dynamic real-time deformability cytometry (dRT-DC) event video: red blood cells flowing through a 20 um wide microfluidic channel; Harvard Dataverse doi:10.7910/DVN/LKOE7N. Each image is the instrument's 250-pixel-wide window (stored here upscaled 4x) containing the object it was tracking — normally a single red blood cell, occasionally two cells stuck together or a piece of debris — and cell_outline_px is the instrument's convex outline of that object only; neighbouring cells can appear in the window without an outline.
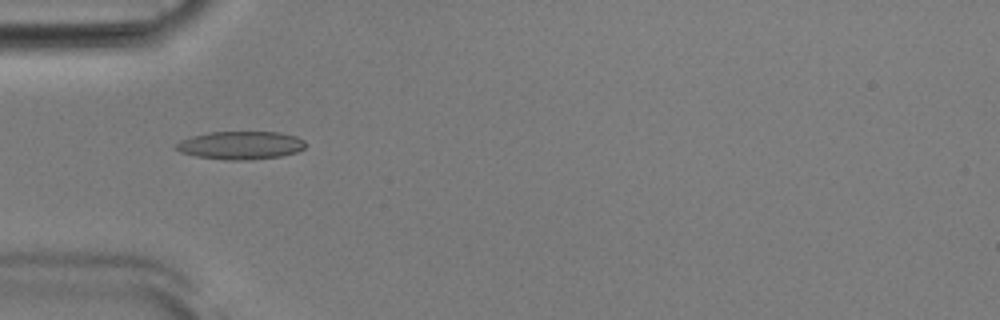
{"species": "Egyptian fruit bat (a non-hibernating species)", "species_latin": "Rousettus aegyptiacus", "temperature_condition": "room temperature", "stored_images_in_passage": 40, "camera_frame_rate_fps": 3000, "um_per_image_px": 0.085, "animal": {"sex": "male"}, "frame": {"image": 1, "passage_image": 4, "time_ms": 1.0, "image_size_px": [1000, 320], "cell_outline_px": [[304, 148], [296, 152], [280, 156], [252, 160], [224, 160], [196, 156], [180, 152], [176, 148], [176, 144], [180, 140], [192, 136], [208, 132], [280, 132], [296, 136], [304, 140]], "centroid_in_image_um": [20.44, 12.35], "position_along_channel_um": 64.6, "area_um2": 21.21}}
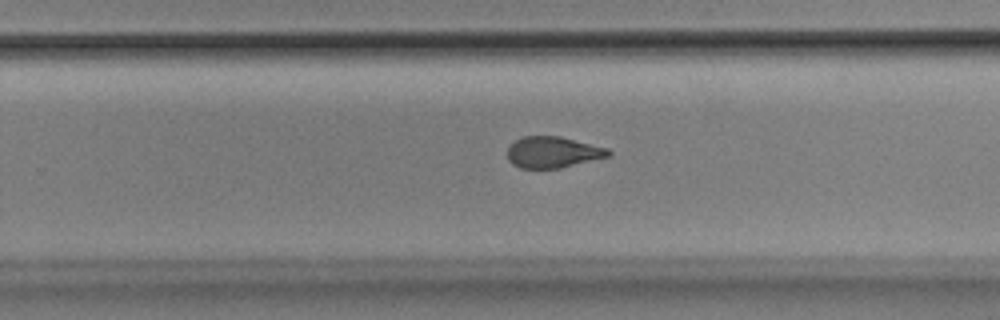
{"frame": {"image": 2, "passage_image": 21, "time_ms": 6.667, "image_size_px": [1000, 320], "cell_outline_px": [[612, 156], [560, 168], [520, 168], [512, 164], [508, 160], [508, 144], [524, 136], [560, 136], [608, 148], [612, 152]], "centroid_in_image_um": [47.01, 12.94], "position_along_channel_um": 282.8, "area_um2": 18.55}}
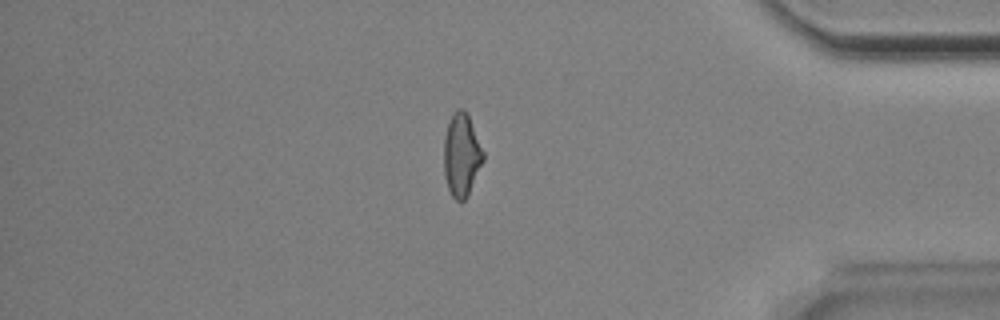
{"frame": {"image": 3, "passage_image": 32, "time_ms": 10.333, "image_size_px": [1000, 320], "cell_outline_px": [[484, 160], [468, 196], [464, 200], [456, 200], [452, 196], [448, 188], [444, 176], [444, 136], [448, 124], [452, 116], [460, 108], [464, 108], [468, 116], [484, 152]], "centroid_in_image_um": [39.23, 13.21], "position_along_channel_um": 396.0, "area_um2": 18.84}, "authors_computed_cell_mechanics": {"area_um2": 19.4786, "velocity_mm_per_s": 3.874, "shape_relaxation_time_tau1_ms": 5.1026, "shape_relaxation_time_tau2_ms": 1.9747, "deformation_change_tau1": 0.1623, "deformation_change_tau2": 0.0906}}